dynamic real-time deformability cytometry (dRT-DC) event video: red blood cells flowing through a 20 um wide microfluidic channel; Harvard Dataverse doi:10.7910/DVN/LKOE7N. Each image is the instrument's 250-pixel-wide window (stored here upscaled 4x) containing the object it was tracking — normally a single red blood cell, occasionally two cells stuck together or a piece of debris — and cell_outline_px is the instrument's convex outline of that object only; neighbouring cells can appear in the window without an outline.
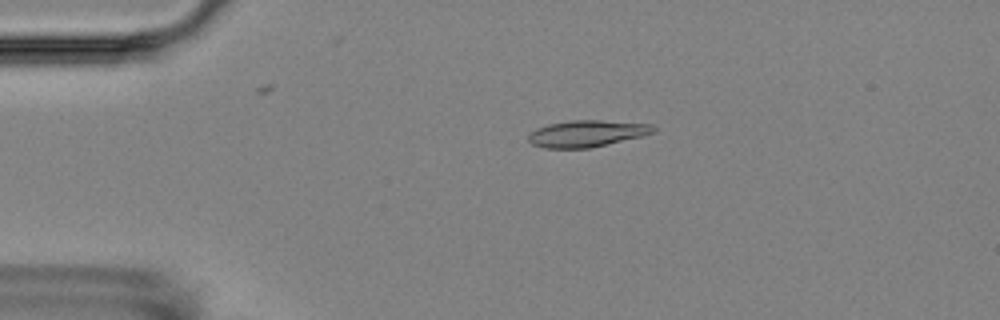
{"species": "Egyptian fruit bat (a non-hibernating species)", "species_latin": "Rousettus aegyptiacus", "temperature_condition": "room temperature", "stored_images_in_passage": 5, "camera_frame_rate_fps": 3000, "um_per_image_px": 0.085, "animal": {"sex": "female"}, "frame": {"image": 1, "passage_image": 3, "time_ms": 2.333, "image_size_px": [1000, 320], "cell_outline_px": [[656, 132], [640, 136], [588, 148], [544, 148], [532, 144], [528, 140], [528, 132], [536, 128], [548, 124], [572, 120], [600, 120], [652, 124], [656, 128]], "centroid_in_image_um": [49.84, 11.34], "position_along_channel_um": 35.2, "area_um2": 19.31}}